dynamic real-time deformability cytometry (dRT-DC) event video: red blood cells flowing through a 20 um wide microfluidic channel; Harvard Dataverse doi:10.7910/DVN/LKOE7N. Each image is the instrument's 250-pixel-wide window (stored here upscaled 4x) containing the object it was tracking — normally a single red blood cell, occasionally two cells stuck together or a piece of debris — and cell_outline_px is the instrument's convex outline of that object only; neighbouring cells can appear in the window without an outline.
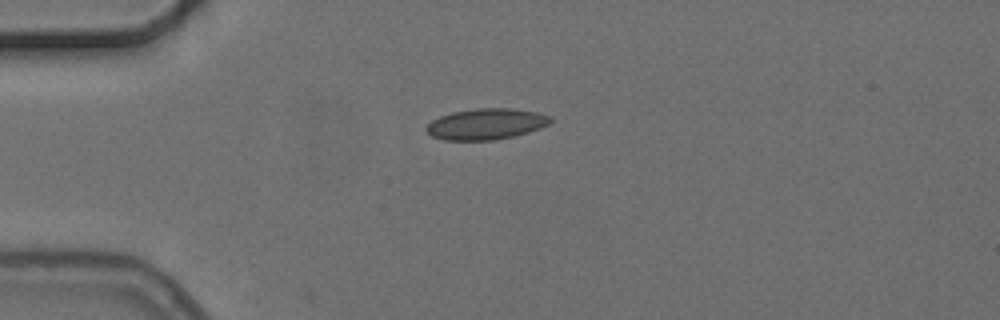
{"species": "common noctule bat (a hibernating species)", "species_latin": "Nyctalus noctula", "temperature_condition": "cold", "stored_images_in_passage": 5, "camera_frame_rate_fps": 3000, "um_per_image_px": 0.085, "animal": {"sex": "female", "body_mass_g": 24.6, "forearm_length_mm": 56.2}, "frame": {"image": 1, "passage_image": 1, "time_ms": 0.0, "image_size_px": [1000, 320], "cell_outline_px": [[552, 120], [548, 124], [540, 128], [516, 136], [492, 140], [444, 140], [432, 136], [424, 128], [432, 120], [440, 116], [452, 112], [476, 108], [512, 108], [536, 112], [552, 116]], "centroid_in_image_um": [41.32, 10.54], "position_along_channel_um": 43.7, "area_um2": 22.48}}
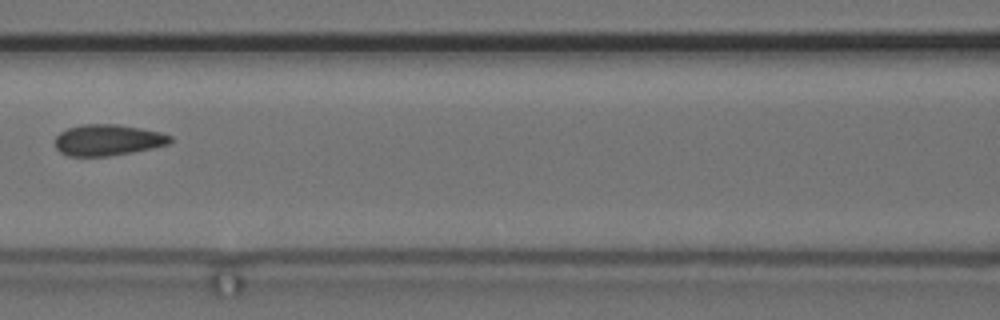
{"frame": {"image": 2, "passage_image": 4, "time_ms": 3.667, "image_size_px": [1000, 320], "cell_outline_px": [[172, 140], [168, 144], [152, 148], [132, 152], [108, 156], [68, 156], [60, 152], [56, 148], [56, 136], [60, 132], [68, 128], [84, 124], [116, 124], [140, 128], [160, 132], [172, 136]], "centroid_in_image_um": [9.16, 11.9], "position_along_channel_um": 157.4, "area_um2": 20.81}}
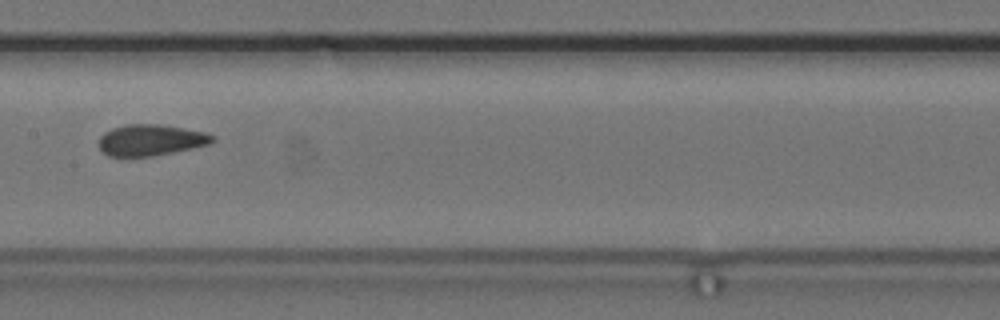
{"frame": {"image": 3, "passage_image": 5, "time_ms": 4.667, "image_size_px": [1000, 320], "cell_outline_px": [[216, 140], [208, 144], [192, 148], [152, 156], [108, 156], [100, 148], [100, 136], [104, 132], [112, 128], [128, 124], [160, 124], [208, 132], [216, 136]], "centroid_in_image_um": [12.86, 11.89], "position_along_channel_um": 194.5, "area_um2": 20.63}}